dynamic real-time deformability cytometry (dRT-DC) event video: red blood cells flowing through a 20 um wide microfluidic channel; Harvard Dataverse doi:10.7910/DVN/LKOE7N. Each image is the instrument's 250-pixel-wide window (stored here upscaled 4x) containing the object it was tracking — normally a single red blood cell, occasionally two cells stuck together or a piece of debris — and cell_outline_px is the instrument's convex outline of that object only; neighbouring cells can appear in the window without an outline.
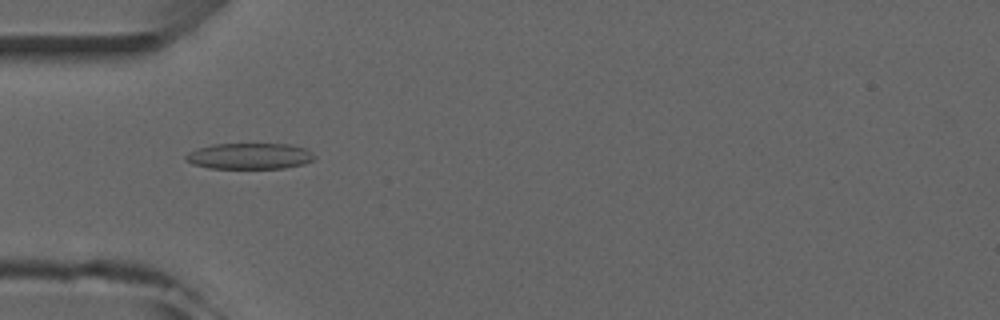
{"species": "common noctule bat (a hibernating species)", "species_latin": "Nyctalus noctula", "temperature_condition": "room temperature", "stored_images_in_passage": 7, "camera_frame_rate_fps": 3000, "um_per_image_px": 0.085, "animal": {"sex": "male", "forearm_length_mm": 52.5}, "frame": {"image": 1, "passage_image": 4, "time_ms": 4.333, "image_size_px": [1000, 320], "cell_outline_px": [[316, 156], [312, 160], [304, 164], [284, 168], [208, 168], [192, 164], [184, 160], [184, 156], [188, 152], [212, 144], [292, 144], [304, 148], [312, 152]], "centroid_in_image_um": [21.21, 13.27], "position_along_channel_um": 63.8, "area_um2": 19.59}}
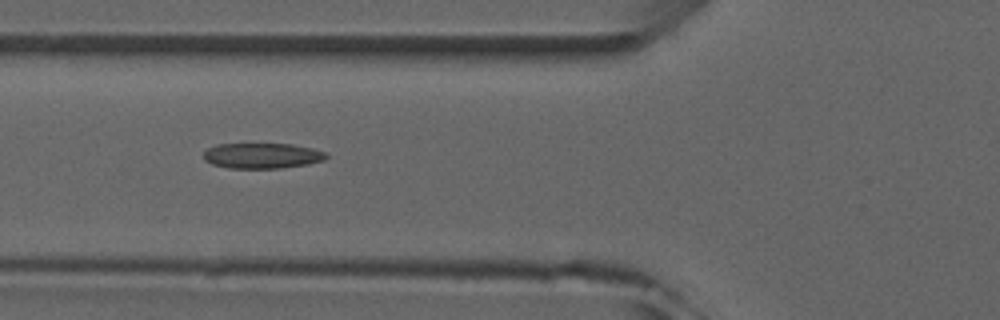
{"frame": {"image": 2, "passage_image": 5, "time_ms": 5.333, "image_size_px": [1000, 320], "cell_outline_px": [[328, 156], [324, 160], [308, 164], [280, 168], [228, 168], [212, 164], [204, 160], [204, 152], [208, 148], [216, 144], [292, 144], [312, 148], [328, 152]], "centroid_in_image_um": [22.3, 13.23], "position_along_channel_um": 103.5, "area_um2": 18.26}}
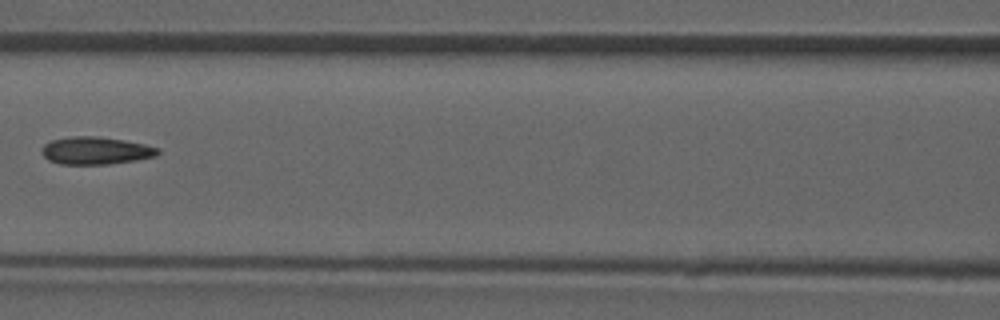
{"frame": {"image": 3, "passage_image": 6, "time_ms": 6.667, "image_size_px": [1000, 320], "cell_outline_px": [[160, 152], [156, 156], [136, 160], [108, 164], [60, 164], [48, 160], [40, 152], [40, 148], [44, 144], [52, 140], [72, 136], [96, 136], [124, 140], [144, 144], [160, 148]], "centroid_in_image_um": [8.12, 12.8], "position_along_channel_um": 158.5, "area_um2": 18.73}}